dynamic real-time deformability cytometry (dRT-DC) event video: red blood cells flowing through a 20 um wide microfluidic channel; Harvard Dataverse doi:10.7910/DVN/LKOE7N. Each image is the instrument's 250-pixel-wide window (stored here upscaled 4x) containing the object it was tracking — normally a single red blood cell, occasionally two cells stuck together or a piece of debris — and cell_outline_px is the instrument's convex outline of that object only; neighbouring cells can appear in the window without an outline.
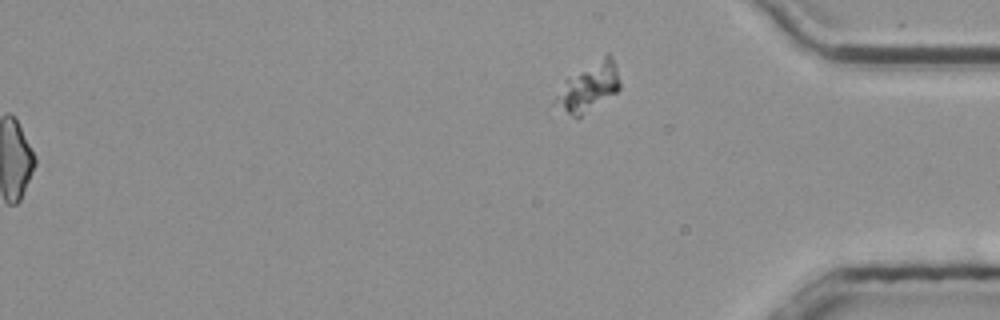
{"species": "common noctule bat (a hibernating species)", "species_latin": "Nyctalus noctula", "temperature_condition": "room temperature", "stored_images_in_passage": 56, "segment_of_instrument_passage": [2, 2], "camera_frame_rate_fps": 3000, "um_per_image_px": 0.085, "animal": {"sex": "male", "body_mass_g": 20.4}, "frame": {"image": 1, "passage_image": 56, "time_ms": 18.333, "image_size_px": [1000, 320], "cell_outline_px": [[620, 88], [616, 92], [580, 116], [572, 116], [552, 100], [568, 80], [608, 52], [612, 56], [616, 68], [620, 84]], "centroid_in_image_um": [50.09, 7.39], "position_along_channel_um": 385.1, "area_um2": 16.94}}